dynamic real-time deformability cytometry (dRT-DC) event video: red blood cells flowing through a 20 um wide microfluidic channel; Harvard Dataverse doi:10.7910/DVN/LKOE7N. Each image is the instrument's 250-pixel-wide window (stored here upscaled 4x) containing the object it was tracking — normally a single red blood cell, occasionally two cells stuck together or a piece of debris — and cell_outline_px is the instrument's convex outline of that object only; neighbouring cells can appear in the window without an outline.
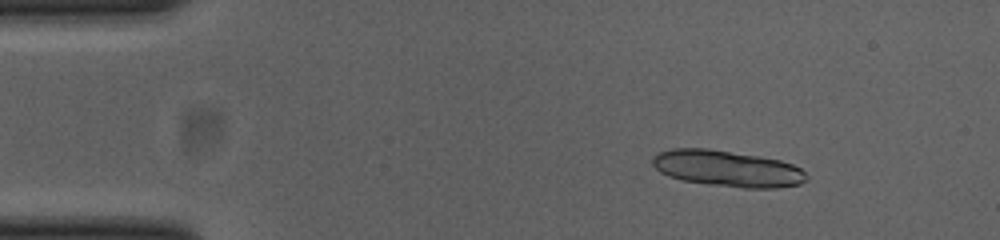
{"species": "common noctule bat (a hibernating species)", "species_latin": "Nyctalus noctula", "temperature_condition": "cold", "stored_images_in_passage": 47, "segment_of_instrument_passage": [1, 2], "camera_frame_rate_fps": 3000, "um_per_image_px": 0.085, "animal": {"sex": "female", "body_mass_g": 23.0, "forearm_length_mm": 53.4}, "frame": {"image": 1, "passage_image": 1, "time_ms": 0.0, "image_size_px": [1000, 240], "cell_outline_px": [[808, 180], [800, 184], [776, 188], [744, 188], [708, 184], [680, 180], [668, 176], [660, 172], [652, 164], [652, 156], [660, 152], [672, 148], [708, 148], [760, 156], [780, 160], [792, 164], [800, 168], [808, 176]], "centroid_in_image_um": [61.82, 14.33], "position_along_channel_um": 23.2, "area_um2": 32.71}}